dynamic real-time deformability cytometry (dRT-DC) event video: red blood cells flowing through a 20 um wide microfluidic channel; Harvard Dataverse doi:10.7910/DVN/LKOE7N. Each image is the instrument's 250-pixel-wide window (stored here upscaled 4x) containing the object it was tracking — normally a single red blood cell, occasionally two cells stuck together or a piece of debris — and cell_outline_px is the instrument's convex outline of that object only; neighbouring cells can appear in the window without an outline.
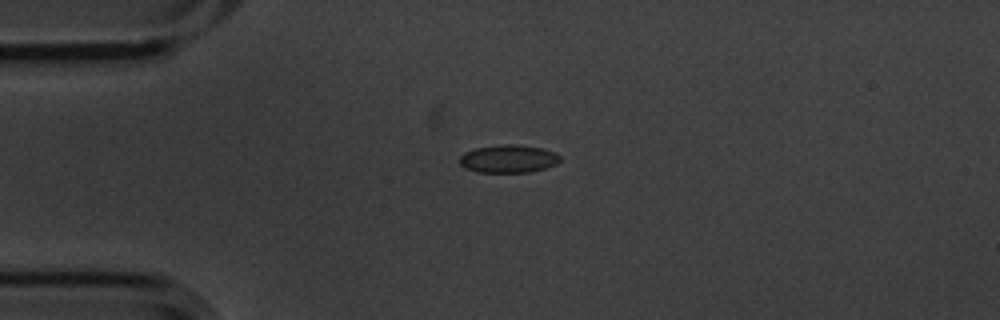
{"species": "common noctule bat (a hibernating species)", "species_latin": "Nyctalus noctula", "temperature_condition": "cold", "stored_images_in_passage": 1, "camera_frame_rate_fps": 3000, "um_per_image_px": 0.085, "animal": {"sex": "male", "body_mass_g": 20.1, "forearm_length_mm": 53.5}, "frame": {"image": 1, "passage_image": 1, "time_ms": 0.0, "image_size_px": [1000, 320], "cell_outline_px": [[560, 160], [556, 164], [544, 168], [528, 172], [480, 172], [464, 168], [460, 164], [460, 156], [464, 152], [476, 148], [500, 144], [516, 144], [544, 148], [556, 152], [560, 156]], "centroid_in_image_um": [43.22, 13.48], "position_along_channel_um": 41.8, "area_um2": 16.42}}